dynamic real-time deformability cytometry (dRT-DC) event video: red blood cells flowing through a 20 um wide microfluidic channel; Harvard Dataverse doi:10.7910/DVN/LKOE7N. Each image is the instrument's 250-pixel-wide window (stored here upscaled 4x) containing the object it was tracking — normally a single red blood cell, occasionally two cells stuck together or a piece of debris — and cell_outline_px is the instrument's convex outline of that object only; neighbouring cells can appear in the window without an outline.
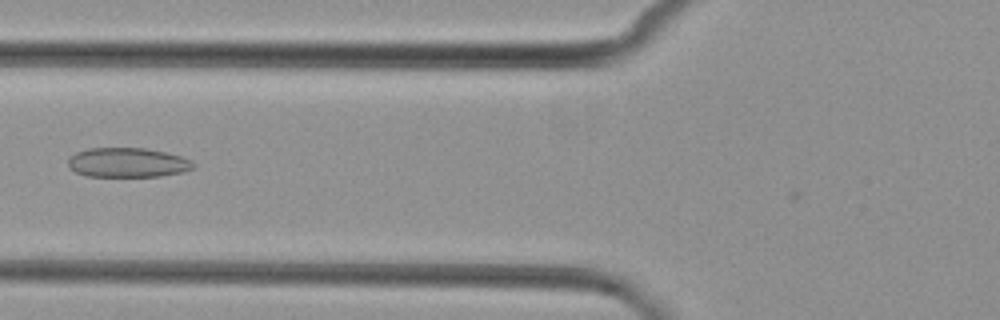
{"species": "common noctule bat (a hibernating species)", "species_latin": "Nyctalus noctula", "temperature_condition": "cold", "stored_images_in_passage": 5, "camera_frame_rate_fps": 3000, "um_per_image_px": 0.085, "animal": {"sex": "female", "body_mass_g": 29.2, "forearm_length_mm": 56.3}, "frame": {"image": 1, "passage_image": 5, "time_ms": 6.333, "image_size_px": [1000, 320], "cell_outline_px": [[196, 168], [184, 172], [160, 176], [88, 176], [76, 172], [68, 168], [68, 160], [76, 152], [88, 148], [144, 148], [164, 152], [180, 156], [192, 160], [196, 164]], "centroid_in_image_um": [10.88, 13.82], "position_along_channel_um": 114.9, "area_um2": 21.62}}